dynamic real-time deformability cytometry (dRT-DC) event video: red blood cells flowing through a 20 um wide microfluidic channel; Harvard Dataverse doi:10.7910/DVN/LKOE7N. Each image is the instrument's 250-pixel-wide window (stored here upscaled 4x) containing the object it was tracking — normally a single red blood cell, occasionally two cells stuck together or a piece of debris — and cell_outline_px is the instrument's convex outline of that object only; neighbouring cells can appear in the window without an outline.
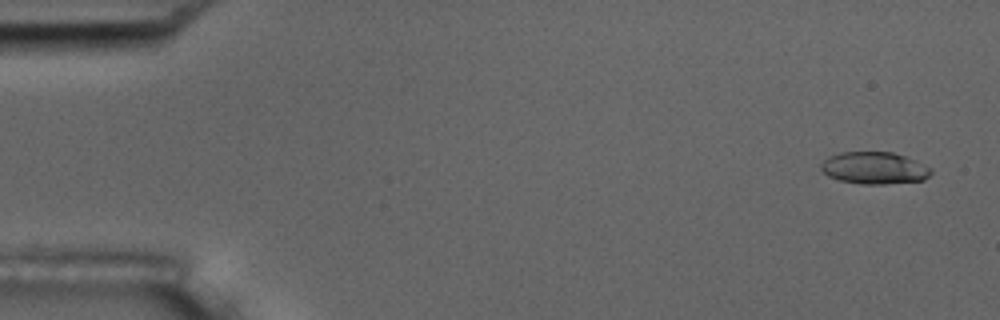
{"species": "common noctule bat (a hibernating species)", "species_latin": "Nyctalus noctula", "temperature_condition": "room temperature", "stored_images_in_passage": 5, "camera_frame_rate_fps": 3000, "um_per_image_px": 0.085, "animal": {"sex": "male", "body_mass_g": 17.5, "forearm_length_mm": 52.3}, "frame": {"image": 1, "passage_image": 1, "time_ms": 0.0, "image_size_px": [1000, 320], "cell_outline_px": [[932, 172], [924, 180], [884, 184], [860, 184], [840, 180], [828, 176], [820, 168], [820, 164], [828, 156], [840, 152], [892, 152], [904, 156], [932, 168]], "centroid_in_image_um": [74.29, 14.28], "position_along_channel_um": 10.7, "area_um2": 20.52}}
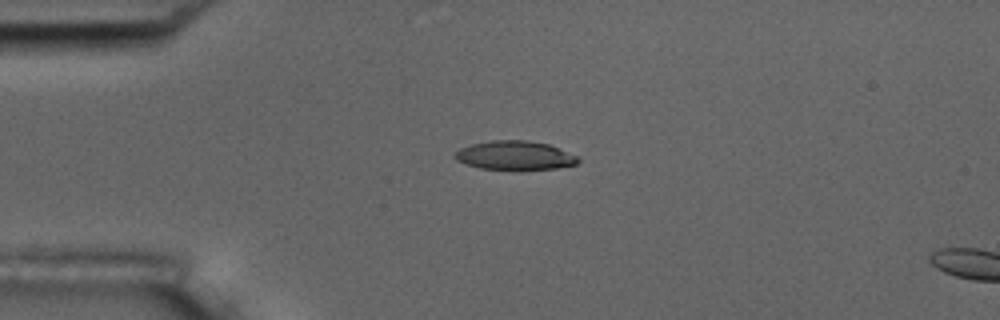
{"frame": {"image": 2, "passage_image": 4, "time_ms": 3.667, "image_size_px": [1000, 320], "cell_outline_px": [[580, 160], [576, 164], [556, 168], [520, 172], [480, 168], [456, 160], [456, 152], [460, 148], [472, 144], [492, 140], [528, 140], [548, 144], [576, 156]], "centroid_in_image_um": [43.77, 13.25], "position_along_channel_um": 41.2, "area_um2": 21.1}}